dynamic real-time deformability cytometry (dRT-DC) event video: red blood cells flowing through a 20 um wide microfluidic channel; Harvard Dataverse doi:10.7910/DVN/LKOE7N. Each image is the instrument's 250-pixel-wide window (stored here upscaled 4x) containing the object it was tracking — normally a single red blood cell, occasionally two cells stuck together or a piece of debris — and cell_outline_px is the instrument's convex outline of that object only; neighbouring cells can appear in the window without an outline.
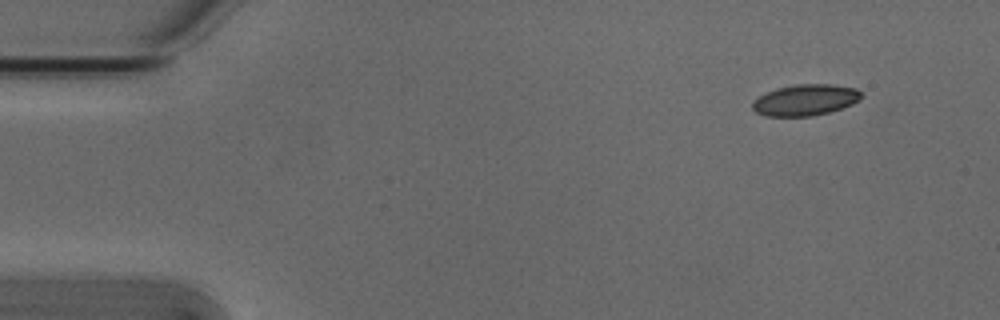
{"species": "Egyptian fruit bat (a non-hibernating species)", "species_latin": "Rousettus aegyptiacus", "temperature_condition": "cold", "stored_images_in_passage": 4, "camera_frame_rate_fps": 3000, "um_per_image_px": 0.085, "animal": {"sex": "male"}, "frame": {"image": 1, "passage_image": 1, "time_ms": 0.0, "image_size_px": [1000, 320], "cell_outline_px": [[864, 96], [860, 100], [852, 104], [828, 112], [812, 116], [764, 116], [756, 112], [752, 108], [752, 104], [760, 96], [776, 88], [796, 84], [832, 84], [856, 88]], "centroid_in_image_um": [68.48, 8.49], "position_along_channel_um": 16.5, "area_um2": 19.71}}
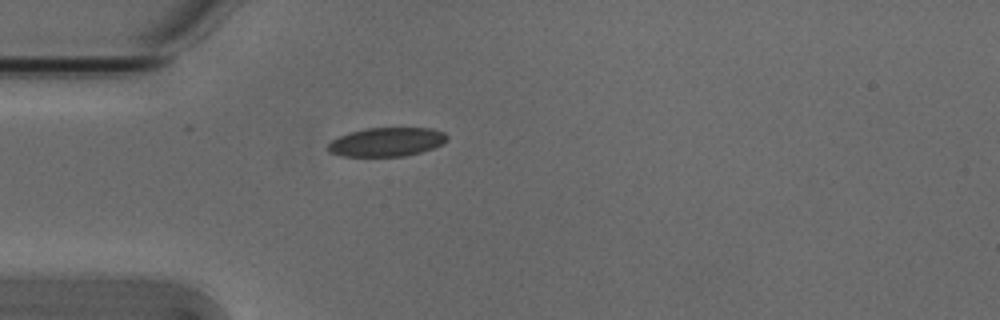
{"frame": {"image": 2, "passage_image": 4, "time_ms": 1.0, "image_size_px": [1000, 320], "cell_outline_px": [[448, 140], [444, 144], [420, 152], [404, 156], [340, 156], [328, 152], [328, 144], [332, 140], [348, 132], [364, 128], [432, 128], [444, 132], [448, 136]], "centroid_in_image_um": [32.87, 12.06], "position_along_channel_um": 52.1, "area_um2": 20.17}}